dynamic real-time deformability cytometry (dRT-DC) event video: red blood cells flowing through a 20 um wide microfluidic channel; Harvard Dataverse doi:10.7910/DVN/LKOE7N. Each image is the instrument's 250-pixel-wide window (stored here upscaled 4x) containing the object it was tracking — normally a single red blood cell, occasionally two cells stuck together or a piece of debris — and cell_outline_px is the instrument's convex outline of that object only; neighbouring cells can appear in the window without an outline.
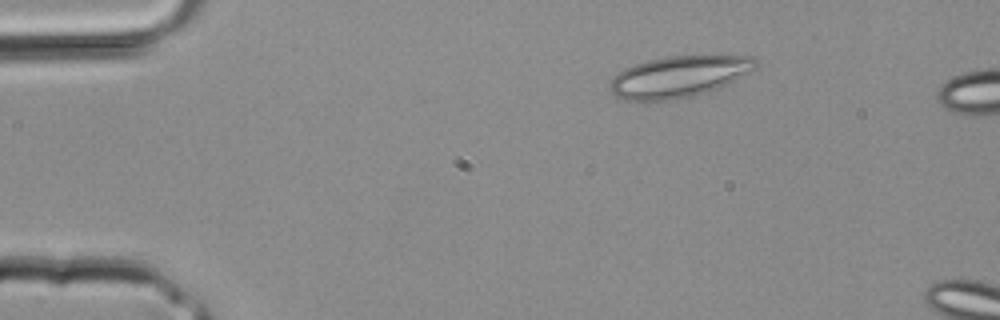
{"species": "common noctule bat (a hibernating species)", "species_latin": "Nyctalus noctula", "temperature_condition": "room temperature", "stored_images_in_passage": 3, "camera_frame_rate_fps": 3000, "um_per_image_px": 0.085, "animal": {"sex": "male", "body_mass_g": 20.4}, "frame": {"image": 1, "passage_image": 2, "time_ms": 0.333, "image_size_px": [1000, 320], "cell_outline_px": [[756, 68], [728, 84], [720, 88], [692, 96], [672, 100], [624, 100], [616, 96], [608, 88], [608, 84], [624, 68], [648, 60], [664, 56], [752, 56], [756, 60]], "centroid_in_image_um": [57.7, 6.52], "position_along_channel_um": 27.3, "area_um2": 34.91}}